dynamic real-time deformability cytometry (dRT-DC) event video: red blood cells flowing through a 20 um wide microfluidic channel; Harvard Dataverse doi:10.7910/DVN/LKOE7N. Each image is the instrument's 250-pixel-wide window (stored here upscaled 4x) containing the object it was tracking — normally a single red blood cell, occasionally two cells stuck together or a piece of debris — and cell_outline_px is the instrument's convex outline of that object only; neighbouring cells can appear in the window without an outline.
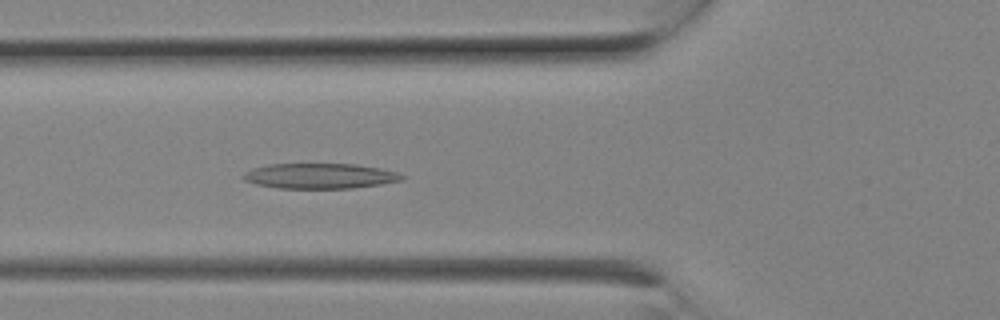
{"species": "Egyptian fruit bat (a non-hibernating species)", "species_latin": "Rousettus aegyptiacus", "temperature_condition": "room temperature", "stored_images_in_passage": 6, "camera_frame_rate_fps": 3000, "um_per_image_px": 0.085, "animal": {"sex": "female"}, "frame": {"image": 1, "passage_image": 6, "time_ms": 1.667, "image_size_px": [1000, 320], "cell_outline_px": [[404, 180], [380, 184], [352, 188], [276, 188], [256, 184], [244, 180], [240, 176], [244, 172], [252, 168], [268, 164], [356, 164], [380, 168], [396, 172], [404, 176]], "centroid_in_image_um": [27.15, 14.95], "position_along_channel_um": 98.7, "area_um2": 23.41}}